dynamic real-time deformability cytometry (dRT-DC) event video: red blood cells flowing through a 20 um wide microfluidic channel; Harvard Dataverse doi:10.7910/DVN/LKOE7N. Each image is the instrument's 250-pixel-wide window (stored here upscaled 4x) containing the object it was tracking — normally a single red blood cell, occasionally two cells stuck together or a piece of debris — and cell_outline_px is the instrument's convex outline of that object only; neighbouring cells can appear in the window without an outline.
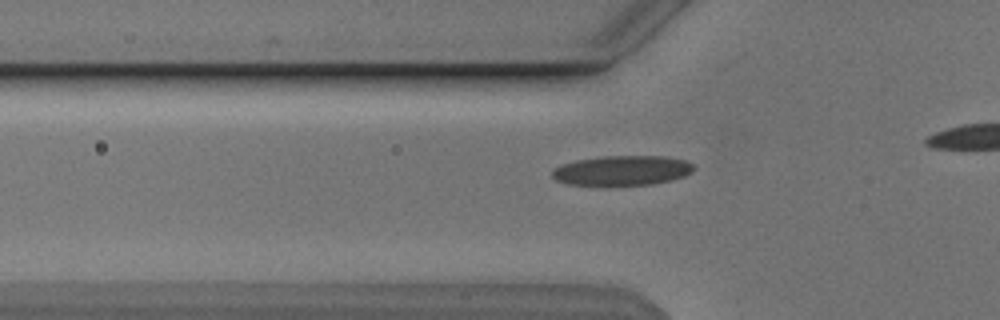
{"species": "Egyptian fruit bat (a non-hibernating species)", "species_latin": "Rousettus aegyptiacus", "temperature_condition": "cold", "stored_images_in_passage": 24, "camera_frame_rate_fps": 3000, "um_per_image_px": 0.085, "animal": {"sex": "male"}, "frame": {"image": 1, "passage_image": 5, "time_ms": 1.333, "image_size_px": [1000, 320], "cell_outline_px": [[696, 168], [692, 172], [684, 176], [652, 184], [608, 188], [568, 184], [556, 180], [552, 176], [552, 172], [556, 168], [564, 164], [576, 160], [604, 156], [664, 156], [684, 160], [696, 164]], "centroid_in_image_um": [52.89, 14.53], "position_along_channel_um": 72.9, "area_um2": 25.37}}
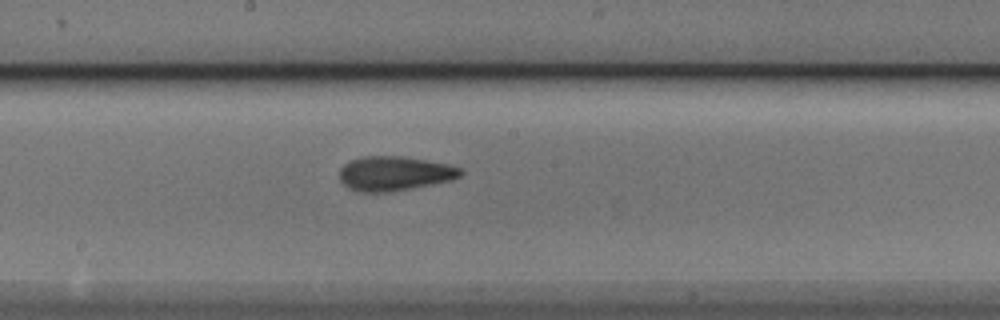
{"frame": {"image": 2, "passage_image": 16, "time_ms": 5.0, "image_size_px": [1000, 320], "cell_outline_px": [[464, 172], [460, 176], [452, 180], [432, 184], [388, 192], [360, 192], [348, 188], [340, 180], [340, 168], [344, 164], [360, 156], [400, 156], [448, 164], [460, 168]], "centroid_in_image_um": [33.51, 14.74], "position_along_channel_um": 214.7, "area_um2": 24.16}}
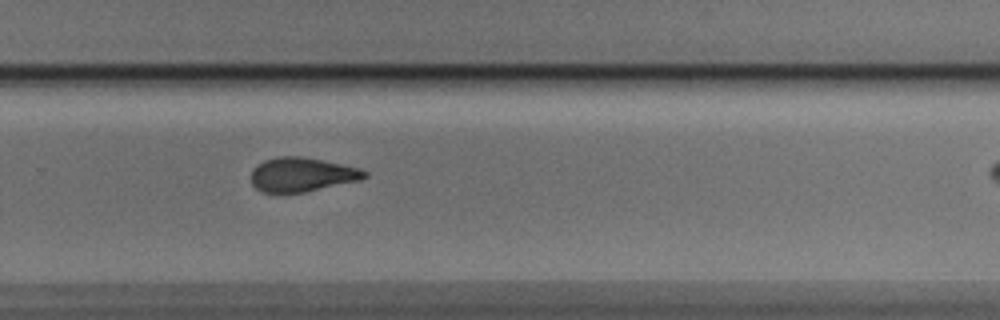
{"frame": {"image": 3, "passage_image": 23, "time_ms": 7.333, "image_size_px": [1000, 320], "cell_outline_px": [[368, 176], [360, 180], [304, 192], [260, 192], [252, 184], [252, 168], [264, 160], [276, 156], [300, 156], [360, 168], [368, 172]], "centroid_in_image_um": [25.65, 14.83], "position_along_channel_um": 304.2, "area_um2": 22.43}}